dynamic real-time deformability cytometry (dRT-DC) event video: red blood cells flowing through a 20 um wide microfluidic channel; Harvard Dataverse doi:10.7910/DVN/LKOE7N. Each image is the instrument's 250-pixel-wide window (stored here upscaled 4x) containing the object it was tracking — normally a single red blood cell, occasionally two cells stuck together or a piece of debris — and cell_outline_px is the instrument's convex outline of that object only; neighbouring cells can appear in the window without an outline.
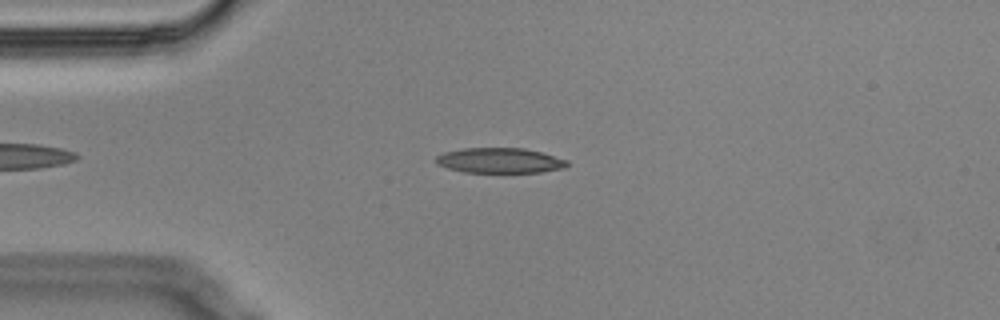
{"species": "Egyptian fruit bat (a non-hibernating species)", "species_latin": "Rousettus aegyptiacus", "temperature_condition": "cold", "stored_images_in_passage": 55, "segment_of_instrument_passage": [1, 2], "camera_frame_rate_fps": 3000, "um_per_image_px": 0.085, "animal": {"sex": "male"}, "frame": {"image": 1, "passage_image": 12, "time_ms": 3.667, "image_size_px": [1000, 320], "cell_outline_px": [[568, 164], [564, 168], [540, 172], [464, 172], [448, 168], [436, 164], [432, 160], [436, 156], [444, 152], [464, 148], [524, 148], [540, 152], [568, 160]], "centroid_in_image_um": [42.43, 13.64], "position_along_channel_um": 42.6, "area_um2": 19.25}}
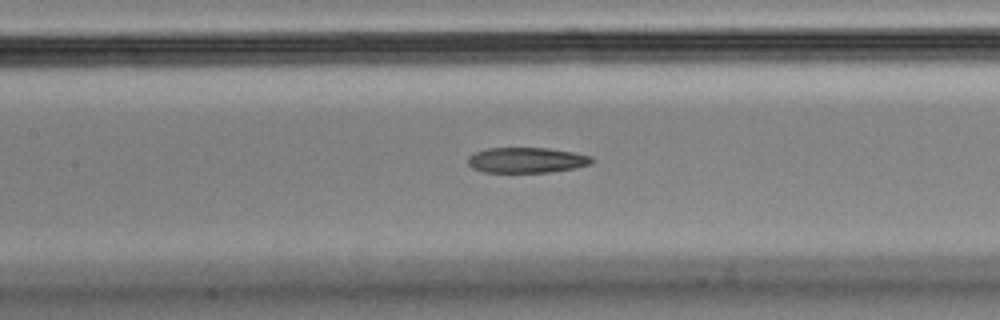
{"frame": {"image": 2, "passage_image": 24, "time_ms": 7.667, "image_size_px": [1000, 320], "cell_outline_px": [[592, 164], [576, 168], [548, 172], [484, 172], [472, 168], [468, 164], [468, 156], [476, 152], [488, 148], [548, 148], [572, 152], [592, 156]], "centroid_in_image_um": [44.76, 13.61], "position_along_channel_um": 162.6, "area_um2": 18.32}}
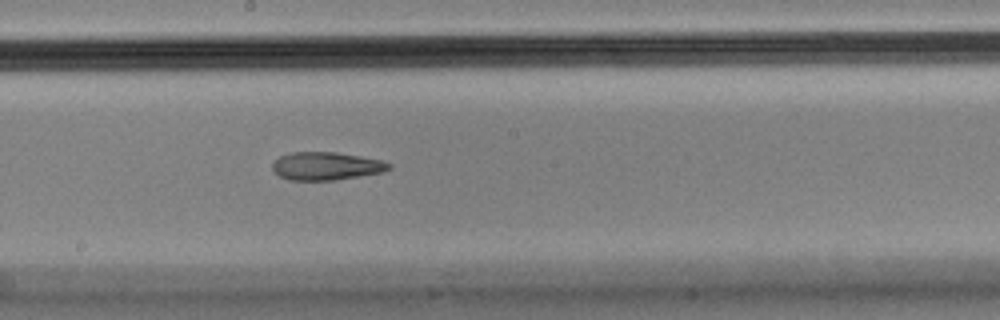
{"frame": {"image": 3, "passage_image": 29, "time_ms": 9.333, "image_size_px": [1000, 320], "cell_outline_px": [[392, 168], [384, 172], [336, 180], [288, 180], [280, 176], [272, 168], [272, 164], [280, 156], [292, 152], [336, 152], [360, 156], [380, 160], [392, 164]], "centroid_in_image_um": [27.75, 14.12], "position_along_channel_um": 220.4, "area_um2": 19.02}}